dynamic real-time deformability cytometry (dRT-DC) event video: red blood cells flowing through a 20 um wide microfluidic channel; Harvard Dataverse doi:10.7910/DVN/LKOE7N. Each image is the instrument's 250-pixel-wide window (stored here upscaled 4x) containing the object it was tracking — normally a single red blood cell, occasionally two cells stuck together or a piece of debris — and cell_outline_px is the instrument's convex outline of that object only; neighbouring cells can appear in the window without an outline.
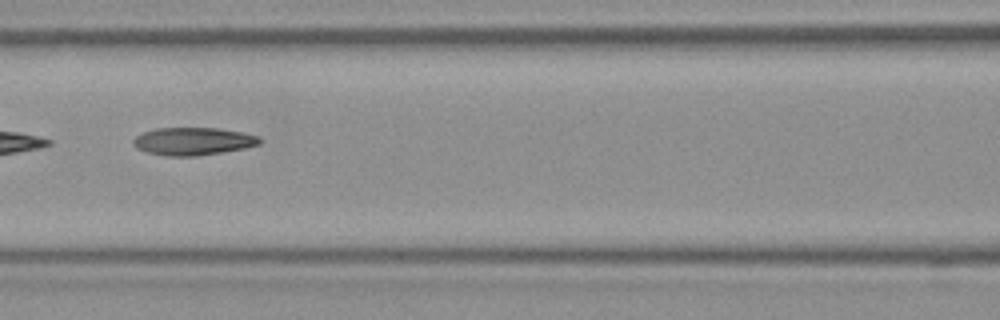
{"species": "Egyptian fruit bat (a non-hibernating species)", "species_latin": "Rousettus aegyptiacus", "temperature_condition": "room temperature", "stored_images_in_passage": 8, "camera_frame_rate_fps": 3000, "um_per_image_px": 0.085, "frame": {"image": 1, "passage_image": 7, "time_ms": 2.0, "image_size_px": [1000, 320], "cell_outline_px": [[264, 140], [260, 144], [244, 148], [196, 156], [164, 156], [148, 152], [136, 148], [132, 144], [132, 140], [136, 136], [144, 132], [156, 128], [216, 128], [244, 132], [260, 136]], "centroid_in_image_um": [16.43, 12.0], "position_along_channel_um": 150.2, "area_um2": 20.52}}
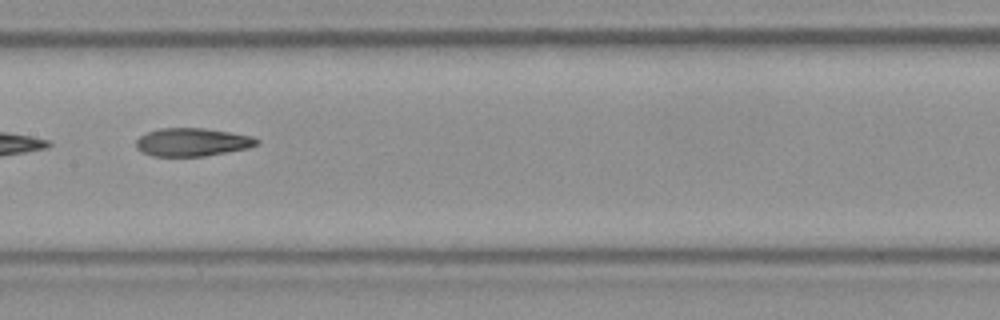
{"frame": {"image": 2, "passage_image": 8, "time_ms": 2.333, "image_size_px": [1000, 320], "cell_outline_px": [[260, 144], [248, 148], [204, 156], [152, 156], [140, 152], [136, 148], [136, 140], [140, 136], [148, 132], [160, 128], [204, 128], [252, 136], [260, 140]], "centroid_in_image_um": [16.33, 12.08], "position_along_channel_um": 191.1, "area_um2": 19.83}}